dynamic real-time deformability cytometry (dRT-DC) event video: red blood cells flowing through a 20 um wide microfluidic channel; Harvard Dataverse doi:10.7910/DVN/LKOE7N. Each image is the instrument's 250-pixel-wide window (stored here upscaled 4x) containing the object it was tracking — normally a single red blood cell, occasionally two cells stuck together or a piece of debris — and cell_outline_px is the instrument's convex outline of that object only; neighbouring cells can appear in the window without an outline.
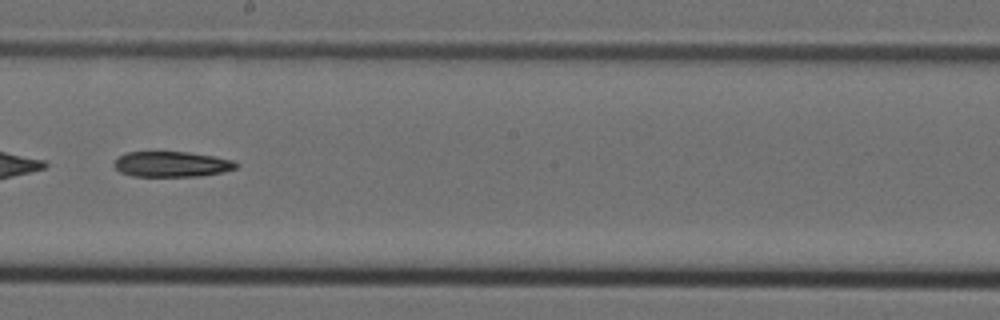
{"species": "Egyptian fruit bat (a non-hibernating species)", "species_latin": "Rousettus aegyptiacus", "temperature_condition": "cold", "stored_images_in_passage": 51, "camera_frame_rate_fps": 3000, "um_per_image_px": 0.085, "animal": {"sex": "female"}, "frame": {"image": 1, "passage_image": 29, "time_ms": 9.333, "image_size_px": [1000, 320], "cell_outline_px": [[240, 164], [236, 168], [224, 172], [200, 176], [132, 176], [120, 172], [112, 164], [124, 152], [188, 152], [212, 156], [232, 160]], "centroid_in_image_um": [14.6, 13.96], "position_along_channel_um": 233.6, "area_um2": 18.09}, "authors_computed_cell_mechanics": {"area_um2": 19.4208, "velocity_mm_per_s": 3.9339, "shape_relaxation_time_tau1_ms": 7.0541, "shape_relaxation_time_tau2_ms": null, "deformation_change_tau1": 0.1792, "deformation_change_tau2": null}}